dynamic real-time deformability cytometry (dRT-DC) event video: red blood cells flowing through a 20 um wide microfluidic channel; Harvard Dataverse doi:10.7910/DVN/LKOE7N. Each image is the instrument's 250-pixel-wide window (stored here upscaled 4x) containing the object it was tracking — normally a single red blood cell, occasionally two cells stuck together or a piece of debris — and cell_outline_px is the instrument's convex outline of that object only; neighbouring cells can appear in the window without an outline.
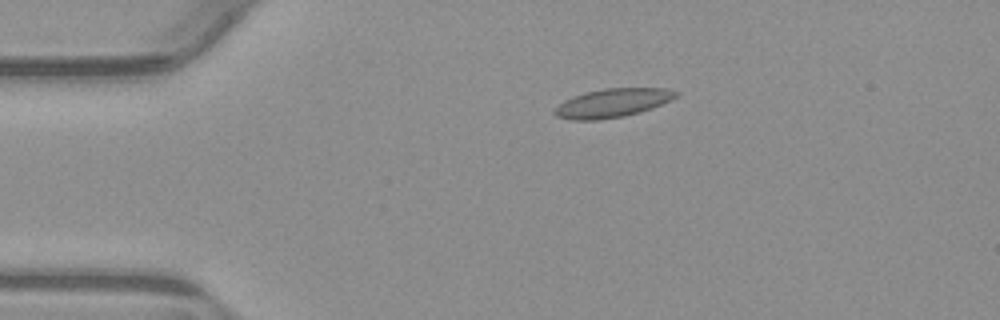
{"species": "common noctule bat (a hibernating species)", "species_latin": "Nyctalus noctula", "temperature_condition": "warm", "stored_images_in_passage": 44, "camera_frame_rate_fps": 3000, "um_per_image_px": 0.085, "animal": {"sex": "male", "body_mass_g": 23.1, "forearm_length_mm": 52.7}, "frame": {"image": 1, "passage_image": 1, "time_ms": 0.0, "image_size_px": [1000, 320], "cell_outline_px": [[680, 92], [672, 100], [652, 108], [640, 112], [624, 116], [596, 120], [572, 120], [556, 116], [552, 112], [564, 100], [572, 96], [584, 92], [604, 88], [668, 88]], "centroid_in_image_um": [52.07, 8.74], "position_along_channel_um": 32.9, "area_um2": 20.4}}
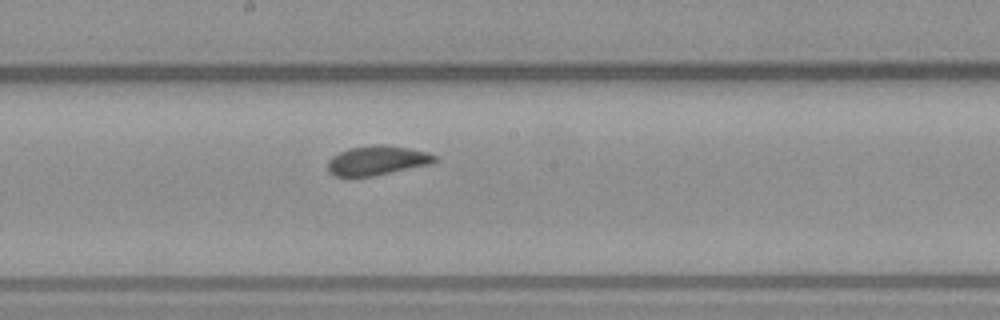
{"frame": {"image": 2, "passage_image": 19, "time_ms": 6.0, "image_size_px": [1000, 320], "cell_outline_px": [[436, 160], [432, 164], [372, 176], [336, 176], [328, 172], [328, 160], [332, 156], [348, 148], [372, 144], [388, 144], [428, 152], [436, 156]], "centroid_in_image_um": [32.06, 13.62], "position_along_channel_um": 216.1, "area_um2": 18.44}}
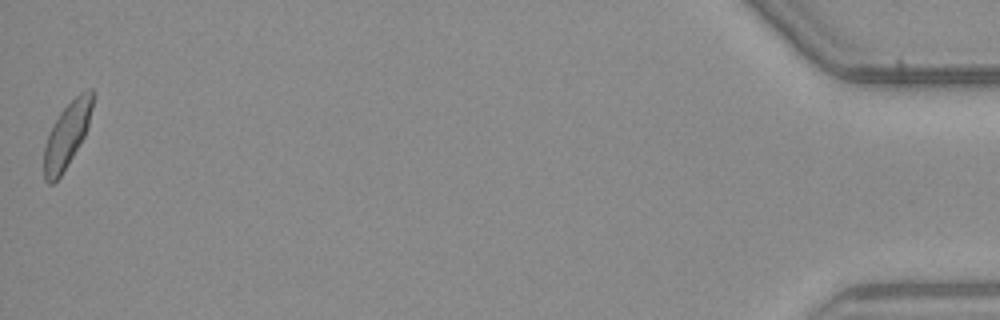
{"frame": {"image": 3, "passage_image": 44, "time_ms": 14.333, "image_size_px": [1000, 320], "cell_outline_px": [[96, 92], [88, 124], [84, 136], [60, 176], [52, 184], [48, 184], [44, 180], [44, 148], [48, 132], [60, 112], [80, 92], [88, 88], [92, 88]], "centroid_in_image_um": [5.69, 11.42], "position_along_channel_um": 429.5, "area_um2": 18.32}, "authors_computed_cell_mechanics": {"area_um2": 18.6694, "velocity_mm_per_s": 3.8066, "shape_relaxation_time_tau1_ms": 10.4808, "shape_relaxation_time_tau2_ms": 0.8371, "deformation_change_tau1": 0.1659, "deformation_change_tau2": 0.0377}}